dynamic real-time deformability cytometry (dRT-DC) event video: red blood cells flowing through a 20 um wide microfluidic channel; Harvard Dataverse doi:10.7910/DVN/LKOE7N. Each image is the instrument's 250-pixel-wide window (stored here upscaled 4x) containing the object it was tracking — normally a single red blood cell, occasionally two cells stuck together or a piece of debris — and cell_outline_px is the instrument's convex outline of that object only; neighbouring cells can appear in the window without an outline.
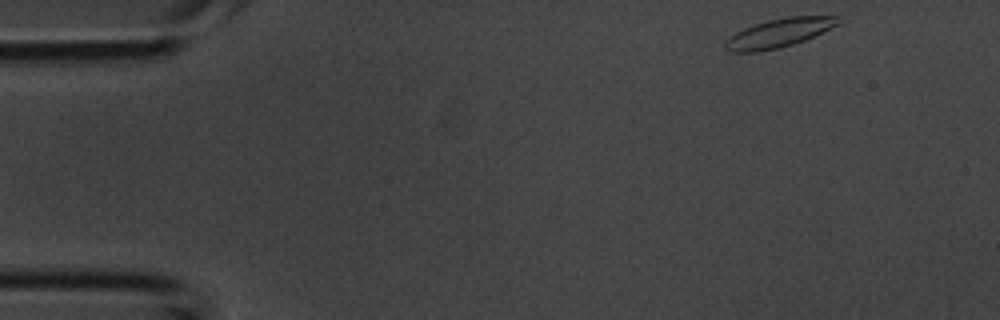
{"species": "common noctule bat (a hibernating species)", "species_latin": "Nyctalus noctula", "temperature_condition": "room temperature", "stored_images_in_passage": 4, "camera_frame_rate_fps": 3000, "um_per_image_px": 0.085, "animal": {"sex": "male", "body_mass_g": 20.1, "forearm_length_mm": 53.5}, "frame": {"image": 1, "passage_image": 1, "time_ms": 0.0, "image_size_px": [1000, 320], "cell_outline_px": [[848, 20], [840, 24], [804, 40], [780, 48], [756, 52], [728, 52], [724, 48], [724, 40], [728, 36], [744, 28], [768, 20], [788, 16], [840, 16]], "centroid_in_image_um": [66.23, 2.8], "position_along_channel_um": 18.8, "area_um2": 19.25}}